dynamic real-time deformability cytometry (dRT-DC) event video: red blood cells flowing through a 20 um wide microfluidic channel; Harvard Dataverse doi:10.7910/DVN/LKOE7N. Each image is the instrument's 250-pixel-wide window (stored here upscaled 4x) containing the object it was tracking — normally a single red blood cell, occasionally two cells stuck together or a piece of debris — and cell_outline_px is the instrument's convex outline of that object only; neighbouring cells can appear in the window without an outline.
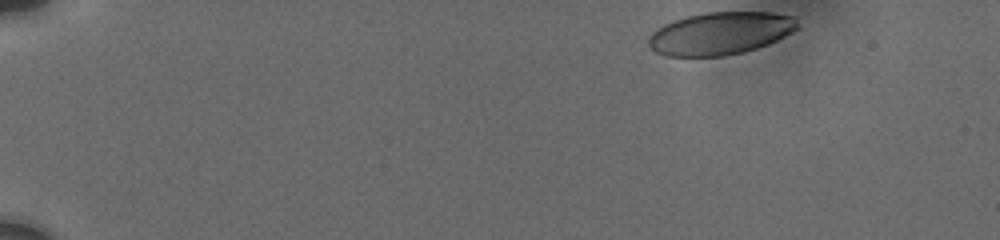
{"species": "human", "species_latin": "Homo sapiens", "temperature_condition": "cold", "stored_images_in_passage": 45, "camera_frame_rate_fps": 3000, "um_per_image_px": 0.085, "donor": {"sex": "male"}, "frame": {"image": 1, "passage_image": 1, "time_ms": 0.0, "image_size_px": [1000, 240], "cell_outline_px": [[796, 28], [792, 32], [768, 44], [744, 52], [724, 56], [664, 56], [656, 52], [648, 44], [648, 40], [652, 32], [664, 24], [688, 16], [708, 12], [772, 12], [796, 16]], "centroid_in_image_um": [61.23, 2.84], "position_along_channel_um": 23.8, "area_um2": 36.82}}
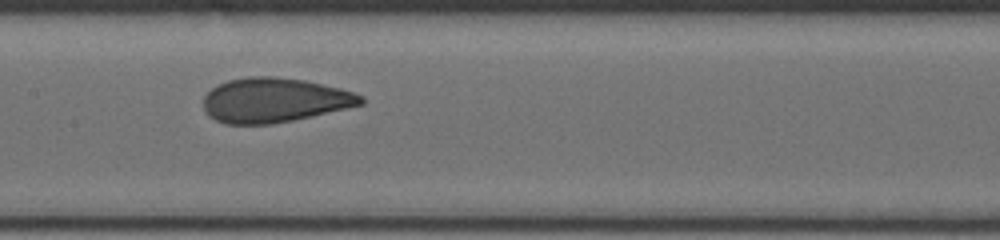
{"frame": {"image": 2, "passage_image": 24, "time_ms": 7.667, "image_size_px": [1000, 240], "cell_outline_px": [[364, 104], [292, 120], [268, 124], [228, 124], [216, 120], [204, 108], [204, 96], [212, 88], [228, 80], [248, 76], [276, 76], [304, 80], [340, 88], [364, 96]], "centroid_in_image_um": [23.33, 8.5], "position_along_channel_um": 184.1, "area_um2": 40.46}}
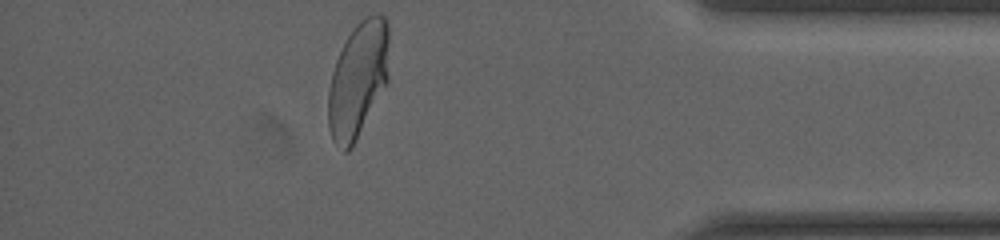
{"frame": {"image": 3, "passage_image": 45, "time_ms": 14.333, "image_size_px": [1000, 240], "cell_outline_px": [[388, 80], [352, 148], [348, 152], [344, 152], [332, 140], [328, 128], [328, 92], [332, 72], [336, 60], [348, 36], [356, 24], [364, 16], [372, 12], [380, 12], [384, 16], [388, 24]], "centroid_in_image_um": [30.43, 6.75], "position_along_channel_um": 404.8, "area_um2": 41.1}, "authors_computed_cell_mechanics": {"area_um2": 40.2866, "velocity_mm_per_s": 3.7522, "shape_relaxation_time_tau1_ms": 6.3275, "shape_relaxation_time_tau2_ms": null, "deformation_change_tau1": 0.1834, "deformation_change_tau2": null}}